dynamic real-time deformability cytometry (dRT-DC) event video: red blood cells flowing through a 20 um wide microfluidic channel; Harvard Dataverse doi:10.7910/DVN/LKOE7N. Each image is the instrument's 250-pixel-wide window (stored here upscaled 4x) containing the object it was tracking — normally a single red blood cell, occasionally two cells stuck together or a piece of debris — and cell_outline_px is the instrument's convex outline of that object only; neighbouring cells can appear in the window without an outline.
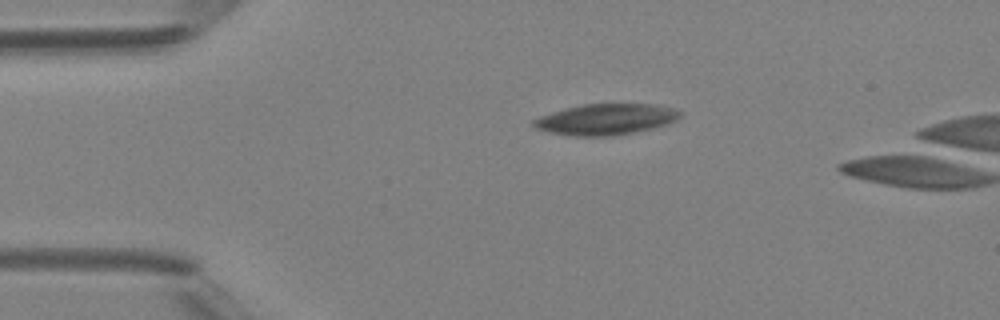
{"species": "Egyptian fruit bat (a non-hibernating species)", "species_latin": "Rousettus aegyptiacus", "temperature_condition": "room temperature", "stored_images_in_passage": 3, "camera_frame_rate_fps": 3000, "um_per_image_px": 0.085, "animal": {"sex": "female"}, "frame": {"image": 1, "passage_image": 1, "time_ms": 0.0, "image_size_px": [1000, 320], "cell_outline_px": [[680, 116], [676, 120], [668, 124], [652, 128], [612, 136], [568, 136], [536, 128], [532, 124], [532, 120], [540, 116], [564, 108], [584, 104], [656, 104], [672, 108], [680, 112]], "centroid_in_image_um": [51.48, 10.14], "position_along_channel_um": 33.5, "area_um2": 26.3}}